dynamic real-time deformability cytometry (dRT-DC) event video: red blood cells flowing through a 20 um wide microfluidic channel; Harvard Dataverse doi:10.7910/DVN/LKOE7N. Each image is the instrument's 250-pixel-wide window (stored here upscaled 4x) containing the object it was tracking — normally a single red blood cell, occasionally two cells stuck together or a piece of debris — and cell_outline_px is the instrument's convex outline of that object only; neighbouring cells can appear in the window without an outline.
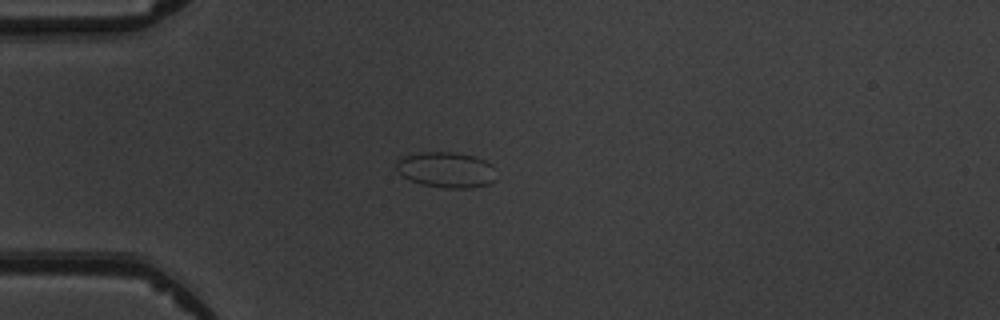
{"species": "common noctule bat (a hibernating species)", "species_latin": "Nyctalus noctula", "temperature_condition": "warm", "stored_images_in_passage": 2, "camera_frame_rate_fps": 3000, "um_per_image_px": 0.085, "animal": {"sex": "male", "body_mass_g": 19.5, "forearm_length_mm": 54.6}, "frame": {"image": 1, "passage_image": 2, "time_ms": 1.0, "image_size_px": [1000, 320], "cell_outline_px": [[492, 180], [488, 184], [468, 188], [444, 188], [420, 184], [404, 176], [396, 168], [396, 160], [400, 156], [424, 152], [452, 152], [476, 156], [492, 164]], "centroid_in_image_um": [37.87, 14.42], "position_along_channel_um": 47.1, "area_um2": 20.52}}